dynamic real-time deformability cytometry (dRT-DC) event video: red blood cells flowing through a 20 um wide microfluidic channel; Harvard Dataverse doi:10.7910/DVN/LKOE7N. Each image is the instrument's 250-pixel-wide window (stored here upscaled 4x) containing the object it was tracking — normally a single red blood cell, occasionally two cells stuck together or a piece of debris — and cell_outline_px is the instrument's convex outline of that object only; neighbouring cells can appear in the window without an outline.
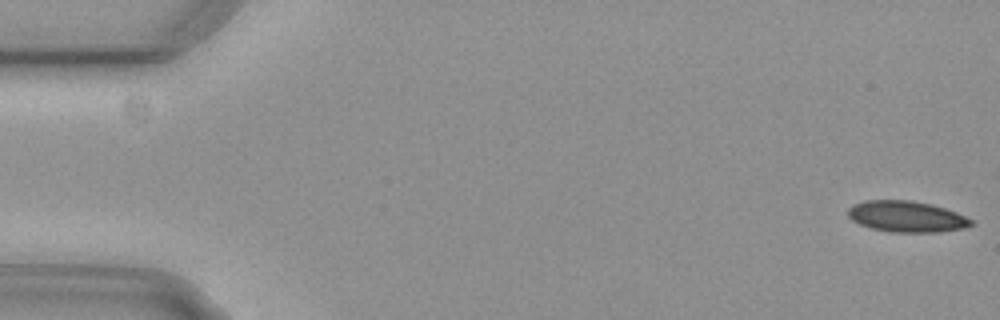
{"species": "common noctule bat (a hibernating species)", "species_latin": "Nyctalus noctula", "temperature_condition": "cold", "stored_images_in_passage": 4, "camera_frame_rate_fps": 3000, "um_per_image_px": 0.085, "animal": {"sex": "female", "body_mass_g": 29.2, "forearm_length_mm": 56.3}, "frame": {"image": 1, "passage_image": 1, "time_ms": 0.0, "image_size_px": [1000, 320], "cell_outline_px": [[976, 224], [964, 228], [936, 232], [892, 232], [872, 228], [860, 224], [852, 220], [848, 216], [848, 208], [852, 204], [864, 200], [912, 200], [932, 204], [956, 212], [972, 220]], "centroid_in_image_um": [77.05, 18.4], "position_along_channel_um": 7.9, "area_um2": 22.37}}
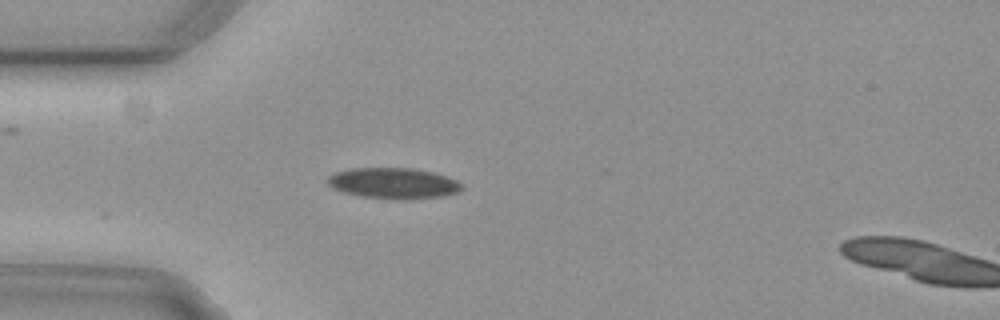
{"frame": {"image": 2, "passage_image": 4, "time_ms": 1.0, "image_size_px": [1000, 320], "cell_outline_px": [[464, 188], [456, 192], [444, 196], [404, 200], [396, 200], [364, 196], [344, 192], [332, 188], [328, 184], [328, 176], [336, 172], [352, 168], [412, 168], [432, 172], [448, 176], [464, 184]], "centroid_in_image_um": [33.48, 15.58], "position_along_channel_um": 51.5, "area_um2": 24.22}}